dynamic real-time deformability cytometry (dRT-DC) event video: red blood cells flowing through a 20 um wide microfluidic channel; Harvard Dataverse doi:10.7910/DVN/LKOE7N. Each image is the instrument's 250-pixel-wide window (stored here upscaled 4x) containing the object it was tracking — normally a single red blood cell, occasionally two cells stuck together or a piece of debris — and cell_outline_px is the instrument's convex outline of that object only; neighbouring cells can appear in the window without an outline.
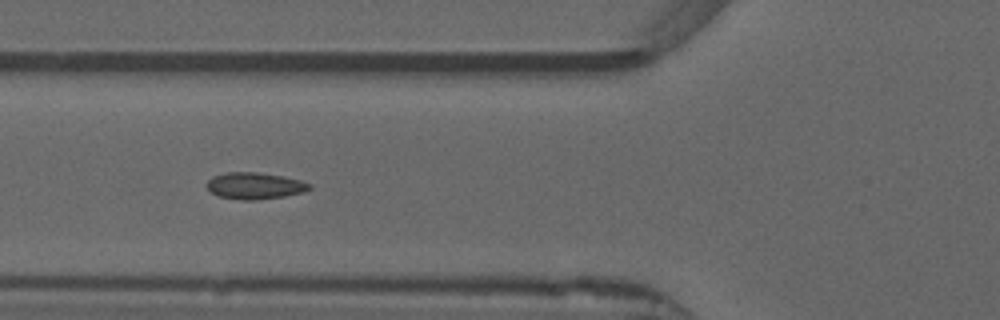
{"species": "common noctule bat (a hibernating species)", "species_latin": "Nyctalus noctula", "temperature_condition": "warm", "stored_images_in_passage": 39, "camera_frame_rate_fps": 3000, "um_per_image_px": 0.085, "animal": {"sex": "male", "forearm_length_mm": 52.5}, "frame": {"image": 1, "passage_image": 6, "time_ms": 1.667, "image_size_px": [1000, 320], "cell_outline_px": [[312, 188], [304, 192], [284, 196], [256, 200], [240, 200], [220, 196], [212, 192], [204, 184], [212, 176], [224, 172], [256, 172], [284, 176], [300, 180], [312, 184]], "centroid_in_image_um": [21.66, 15.78], "position_along_channel_um": 104.1, "area_um2": 16.07}, "authors_computed_cell_mechanics": {"area_um2": 15.0858, "velocity_mm_per_s": 3.9061, "shape_relaxation_time_tau1_ms": null, "shape_relaxation_time_tau2_ms": 0.946, "deformation_change_tau1": null, "deformation_change_tau2": 0.0545}}